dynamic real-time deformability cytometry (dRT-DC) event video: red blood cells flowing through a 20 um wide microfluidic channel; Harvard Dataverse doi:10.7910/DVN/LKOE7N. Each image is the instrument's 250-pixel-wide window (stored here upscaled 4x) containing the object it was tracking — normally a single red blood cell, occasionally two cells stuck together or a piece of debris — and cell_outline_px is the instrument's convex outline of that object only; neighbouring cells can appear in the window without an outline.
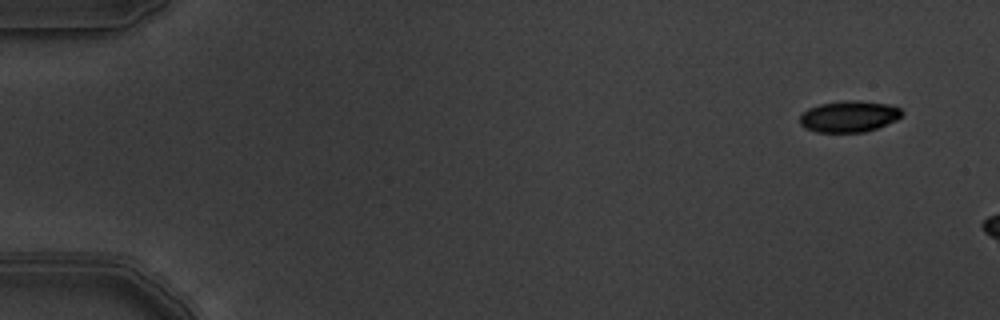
{"species": "common noctule bat (a hibernating species)", "species_latin": "Nyctalus noctula", "temperature_condition": "warm", "stored_images_in_passage": 2, "camera_frame_rate_fps": 3000, "um_per_image_px": 0.085, "animal": {"sex": "male", "body_mass_g": 19.5, "forearm_length_mm": 54.6}, "frame": {"image": 1, "passage_image": 1, "time_ms": 0.0, "image_size_px": [1000, 320], "cell_outline_px": [[904, 112], [896, 120], [876, 128], [864, 132], [816, 132], [804, 128], [800, 124], [800, 116], [808, 108], [820, 104], [848, 100], [856, 100], [888, 104], [900, 108]], "centroid_in_image_um": [72.15, 9.9], "position_along_channel_um": 12.8, "area_um2": 18.55}}